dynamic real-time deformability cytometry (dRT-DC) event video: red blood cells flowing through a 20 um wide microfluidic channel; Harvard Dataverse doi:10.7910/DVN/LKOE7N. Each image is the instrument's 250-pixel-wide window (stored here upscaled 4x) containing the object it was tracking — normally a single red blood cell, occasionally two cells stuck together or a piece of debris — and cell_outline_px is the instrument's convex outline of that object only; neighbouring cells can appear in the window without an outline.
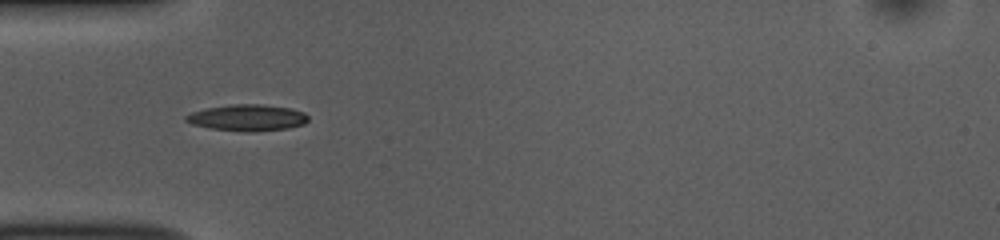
{"species": "common noctule bat (a hibernating species)", "species_latin": "Nyctalus noctula", "temperature_condition": "room temperature", "stored_images_in_passage": 40, "camera_frame_rate_fps": 3000, "um_per_image_px": 0.085, "animal": {"sex": "female", "body_mass_g": 10.0, "forearm_length_mm": 53.1}, "frame": {"image": 1, "passage_image": 4, "time_ms": 1.0, "image_size_px": [1000, 240], "cell_outline_px": [[308, 120], [304, 124], [288, 128], [252, 132], [244, 132], [208, 128], [192, 124], [184, 120], [184, 116], [192, 112], [208, 108], [232, 104], [264, 104], [292, 108], [304, 112], [308, 116]], "centroid_in_image_um": [21.04, 10.01], "position_along_channel_um": 64.0, "area_um2": 18.96}}
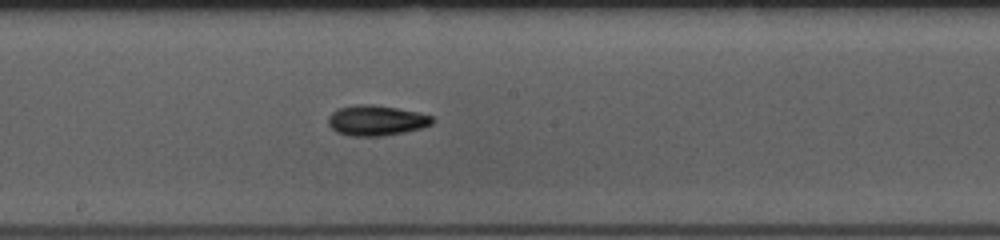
{"frame": {"image": 2, "passage_image": 16, "time_ms": 5.0, "image_size_px": [1000, 240], "cell_outline_px": [[432, 124], [420, 128], [404, 132], [384, 136], [348, 136], [336, 132], [328, 124], [328, 116], [336, 108], [352, 104], [372, 104], [396, 108], [416, 112], [432, 116]], "centroid_in_image_um": [31.91, 10.23], "position_along_channel_um": 216.3, "area_um2": 18.5}}
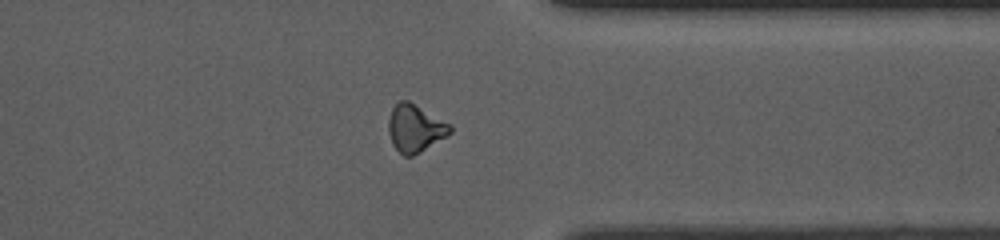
{"frame": {"image": 3, "passage_image": 29, "time_ms": 9.333, "image_size_px": [1000, 240], "cell_outline_px": [[452, 132], [420, 152], [412, 156], [404, 156], [392, 144], [388, 132], [388, 120], [392, 108], [400, 100], [408, 100], [452, 124]], "centroid_in_image_um": [35.28, 10.89], "position_along_channel_um": 376.1, "area_um2": 17.05}, "authors_computed_cell_mechanics": {"area_um2": 17.1377, "velocity_mm_per_s": 3.8163, "shape_relaxation_time_tau1_ms": 5.1436, "shape_relaxation_time_tau2_ms": 10.5276, "deformation_change_tau1": 0.1358, "deformation_change_tau2": 0.2121}}